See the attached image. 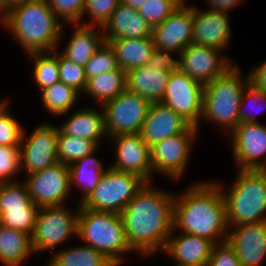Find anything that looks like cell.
Returning <instances> with one entry per match:
<instances>
[{
    "label": "cell",
    "instance_id": "obj_35",
    "mask_svg": "<svg viewBox=\"0 0 266 266\" xmlns=\"http://www.w3.org/2000/svg\"><path fill=\"white\" fill-rule=\"evenodd\" d=\"M9 98L0 99V145L19 147L24 127L10 112Z\"/></svg>",
    "mask_w": 266,
    "mask_h": 266
},
{
    "label": "cell",
    "instance_id": "obj_36",
    "mask_svg": "<svg viewBox=\"0 0 266 266\" xmlns=\"http://www.w3.org/2000/svg\"><path fill=\"white\" fill-rule=\"evenodd\" d=\"M265 110L266 92H262L248 83L239 108V123L260 122L257 115Z\"/></svg>",
    "mask_w": 266,
    "mask_h": 266
},
{
    "label": "cell",
    "instance_id": "obj_41",
    "mask_svg": "<svg viewBox=\"0 0 266 266\" xmlns=\"http://www.w3.org/2000/svg\"><path fill=\"white\" fill-rule=\"evenodd\" d=\"M177 8L178 6L172 0H146L138 11L153 28L168 18Z\"/></svg>",
    "mask_w": 266,
    "mask_h": 266
},
{
    "label": "cell",
    "instance_id": "obj_43",
    "mask_svg": "<svg viewBox=\"0 0 266 266\" xmlns=\"http://www.w3.org/2000/svg\"><path fill=\"white\" fill-rule=\"evenodd\" d=\"M63 24L80 23L84 14L85 0H46Z\"/></svg>",
    "mask_w": 266,
    "mask_h": 266
},
{
    "label": "cell",
    "instance_id": "obj_3",
    "mask_svg": "<svg viewBox=\"0 0 266 266\" xmlns=\"http://www.w3.org/2000/svg\"><path fill=\"white\" fill-rule=\"evenodd\" d=\"M0 25L11 33L25 55L59 48L67 26L46 0H28L12 7L0 18Z\"/></svg>",
    "mask_w": 266,
    "mask_h": 266
},
{
    "label": "cell",
    "instance_id": "obj_12",
    "mask_svg": "<svg viewBox=\"0 0 266 266\" xmlns=\"http://www.w3.org/2000/svg\"><path fill=\"white\" fill-rule=\"evenodd\" d=\"M31 200L39 208L68 204L70 189V171L66 164H56L23 178ZM67 201V202H66Z\"/></svg>",
    "mask_w": 266,
    "mask_h": 266
},
{
    "label": "cell",
    "instance_id": "obj_2",
    "mask_svg": "<svg viewBox=\"0 0 266 266\" xmlns=\"http://www.w3.org/2000/svg\"><path fill=\"white\" fill-rule=\"evenodd\" d=\"M185 189L175 195L173 229L207 238L214 244L227 241L229 226L218 184L213 179L197 180Z\"/></svg>",
    "mask_w": 266,
    "mask_h": 266
},
{
    "label": "cell",
    "instance_id": "obj_17",
    "mask_svg": "<svg viewBox=\"0 0 266 266\" xmlns=\"http://www.w3.org/2000/svg\"><path fill=\"white\" fill-rule=\"evenodd\" d=\"M151 35L156 49L181 53L192 43L193 4L179 6L162 23L152 28Z\"/></svg>",
    "mask_w": 266,
    "mask_h": 266
},
{
    "label": "cell",
    "instance_id": "obj_11",
    "mask_svg": "<svg viewBox=\"0 0 266 266\" xmlns=\"http://www.w3.org/2000/svg\"><path fill=\"white\" fill-rule=\"evenodd\" d=\"M25 130L24 127L19 145L21 173L24 171L25 175L30 174L56 164L59 132L57 125L49 121L41 122L33 128L30 135Z\"/></svg>",
    "mask_w": 266,
    "mask_h": 266
},
{
    "label": "cell",
    "instance_id": "obj_18",
    "mask_svg": "<svg viewBox=\"0 0 266 266\" xmlns=\"http://www.w3.org/2000/svg\"><path fill=\"white\" fill-rule=\"evenodd\" d=\"M231 16L198 8L193 4L192 43L217 48L224 53L232 43Z\"/></svg>",
    "mask_w": 266,
    "mask_h": 266
},
{
    "label": "cell",
    "instance_id": "obj_7",
    "mask_svg": "<svg viewBox=\"0 0 266 266\" xmlns=\"http://www.w3.org/2000/svg\"><path fill=\"white\" fill-rule=\"evenodd\" d=\"M69 204L40 207L31 235L34 253L50 252L52 255L62 245L77 238L80 204L70 208ZM58 248V249H57Z\"/></svg>",
    "mask_w": 266,
    "mask_h": 266
},
{
    "label": "cell",
    "instance_id": "obj_46",
    "mask_svg": "<svg viewBox=\"0 0 266 266\" xmlns=\"http://www.w3.org/2000/svg\"><path fill=\"white\" fill-rule=\"evenodd\" d=\"M247 74L251 85L262 92H266V59L262 63H258V66L250 67Z\"/></svg>",
    "mask_w": 266,
    "mask_h": 266
},
{
    "label": "cell",
    "instance_id": "obj_32",
    "mask_svg": "<svg viewBox=\"0 0 266 266\" xmlns=\"http://www.w3.org/2000/svg\"><path fill=\"white\" fill-rule=\"evenodd\" d=\"M58 49L50 52H34L25 55L32 61V76L39 92L60 81L58 65Z\"/></svg>",
    "mask_w": 266,
    "mask_h": 266
},
{
    "label": "cell",
    "instance_id": "obj_8",
    "mask_svg": "<svg viewBox=\"0 0 266 266\" xmlns=\"http://www.w3.org/2000/svg\"><path fill=\"white\" fill-rule=\"evenodd\" d=\"M146 181L137 174L108 168L90 196L81 204L95 211L121 214Z\"/></svg>",
    "mask_w": 266,
    "mask_h": 266
},
{
    "label": "cell",
    "instance_id": "obj_23",
    "mask_svg": "<svg viewBox=\"0 0 266 266\" xmlns=\"http://www.w3.org/2000/svg\"><path fill=\"white\" fill-rule=\"evenodd\" d=\"M102 31L104 41L109 42L116 38H144L151 35L152 28L138 10L120 2Z\"/></svg>",
    "mask_w": 266,
    "mask_h": 266
},
{
    "label": "cell",
    "instance_id": "obj_51",
    "mask_svg": "<svg viewBox=\"0 0 266 266\" xmlns=\"http://www.w3.org/2000/svg\"><path fill=\"white\" fill-rule=\"evenodd\" d=\"M175 266H191V265H177V264H175Z\"/></svg>",
    "mask_w": 266,
    "mask_h": 266
},
{
    "label": "cell",
    "instance_id": "obj_48",
    "mask_svg": "<svg viewBox=\"0 0 266 266\" xmlns=\"http://www.w3.org/2000/svg\"><path fill=\"white\" fill-rule=\"evenodd\" d=\"M28 0H0V18L4 13H6L9 9L19 4L24 3Z\"/></svg>",
    "mask_w": 266,
    "mask_h": 266
},
{
    "label": "cell",
    "instance_id": "obj_1",
    "mask_svg": "<svg viewBox=\"0 0 266 266\" xmlns=\"http://www.w3.org/2000/svg\"><path fill=\"white\" fill-rule=\"evenodd\" d=\"M175 195L146 182L121 212L129 246L137 257L149 259L163 252L174 228Z\"/></svg>",
    "mask_w": 266,
    "mask_h": 266
},
{
    "label": "cell",
    "instance_id": "obj_33",
    "mask_svg": "<svg viewBox=\"0 0 266 266\" xmlns=\"http://www.w3.org/2000/svg\"><path fill=\"white\" fill-rule=\"evenodd\" d=\"M16 209H39L28 194L23 180L0 183V212Z\"/></svg>",
    "mask_w": 266,
    "mask_h": 266
},
{
    "label": "cell",
    "instance_id": "obj_15",
    "mask_svg": "<svg viewBox=\"0 0 266 266\" xmlns=\"http://www.w3.org/2000/svg\"><path fill=\"white\" fill-rule=\"evenodd\" d=\"M229 57L217 48L191 43L180 53V71L205 85L237 63Z\"/></svg>",
    "mask_w": 266,
    "mask_h": 266
},
{
    "label": "cell",
    "instance_id": "obj_24",
    "mask_svg": "<svg viewBox=\"0 0 266 266\" xmlns=\"http://www.w3.org/2000/svg\"><path fill=\"white\" fill-rule=\"evenodd\" d=\"M169 71L146 64L126 72L125 90L146 98L151 103L161 102L168 84Z\"/></svg>",
    "mask_w": 266,
    "mask_h": 266
},
{
    "label": "cell",
    "instance_id": "obj_28",
    "mask_svg": "<svg viewBox=\"0 0 266 266\" xmlns=\"http://www.w3.org/2000/svg\"><path fill=\"white\" fill-rule=\"evenodd\" d=\"M32 255L31 235L0 224V264L24 266Z\"/></svg>",
    "mask_w": 266,
    "mask_h": 266
},
{
    "label": "cell",
    "instance_id": "obj_38",
    "mask_svg": "<svg viewBox=\"0 0 266 266\" xmlns=\"http://www.w3.org/2000/svg\"><path fill=\"white\" fill-rule=\"evenodd\" d=\"M120 2L121 0H85L84 14L79 24L103 27Z\"/></svg>",
    "mask_w": 266,
    "mask_h": 266
},
{
    "label": "cell",
    "instance_id": "obj_25",
    "mask_svg": "<svg viewBox=\"0 0 266 266\" xmlns=\"http://www.w3.org/2000/svg\"><path fill=\"white\" fill-rule=\"evenodd\" d=\"M75 29L60 52L77 65L85 67L96 50L104 42L102 27L67 24Z\"/></svg>",
    "mask_w": 266,
    "mask_h": 266
},
{
    "label": "cell",
    "instance_id": "obj_9",
    "mask_svg": "<svg viewBox=\"0 0 266 266\" xmlns=\"http://www.w3.org/2000/svg\"><path fill=\"white\" fill-rule=\"evenodd\" d=\"M197 127L189 126L183 133L167 138L150 147L152 174L179 181L188 169L194 143L198 139Z\"/></svg>",
    "mask_w": 266,
    "mask_h": 266
},
{
    "label": "cell",
    "instance_id": "obj_26",
    "mask_svg": "<svg viewBox=\"0 0 266 266\" xmlns=\"http://www.w3.org/2000/svg\"><path fill=\"white\" fill-rule=\"evenodd\" d=\"M99 148L68 165L71 192L75 187L79 188V191L81 190L79 204H82L90 196L99 183L103 172L108 168L103 164V160L99 159L98 156L96 157Z\"/></svg>",
    "mask_w": 266,
    "mask_h": 266
},
{
    "label": "cell",
    "instance_id": "obj_14",
    "mask_svg": "<svg viewBox=\"0 0 266 266\" xmlns=\"http://www.w3.org/2000/svg\"><path fill=\"white\" fill-rule=\"evenodd\" d=\"M204 85L187 74L171 72L161 101L191 126L198 127L202 116Z\"/></svg>",
    "mask_w": 266,
    "mask_h": 266
},
{
    "label": "cell",
    "instance_id": "obj_39",
    "mask_svg": "<svg viewBox=\"0 0 266 266\" xmlns=\"http://www.w3.org/2000/svg\"><path fill=\"white\" fill-rule=\"evenodd\" d=\"M58 65L60 82L73 87L82 95L87 84L85 67L72 62L71 60L66 58L59 50Z\"/></svg>",
    "mask_w": 266,
    "mask_h": 266
},
{
    "label": "cell",
    "instance_id": "obj_40",
    "mask_svg": "<svg viewBox=\"0 0 266 266\" xmlns=\"http://www.w3.org/2000/svg\"><path fill=\"white\" fill-rule=\"evenodd\" d=\"M39 209H16L0 212V224L32 235Z\"/></svg>",
    "mask_w": 266,
    "mask_h": 266
},
{
    "label": "cell",
    "instance_id": "obj_29",
    "mask_svg": "<svg viewBox=\"0 0 266 266\" xmlns=\"http://www.w3.org/2000/svg\"><path fill=\"white\" fill-rule=\"evenodd\" d=\"M63 247L47 258L45 266H116L102 252L81 244Z\"/></svg>",
    "mask_w": 266,
    "mask_h": 266
},
{
    "label": "cell",
    "instance_id": "obj_42",
    "mask_svg": "<svg viewBox=\"0 0 266 266\" xmlns=\"http://www.w3.org/2000/svg\"><path fill=\"white\" fill-rule=\"evenodd\" d=\"M19 147L0 145V183L21 180ZM16 177V178H15Z\"/></svg>",
    "mask_w": 266,
    "mask_h": 266
},
{
    "label": "cell",
    "instance_id": "obj_4",
    "mask_svg": "<svg viewBox=\"0 0 266 266\" xmlns=\"http://www.w3.org/2000/svg\"><path fill=\"white\" fill-rule=\"evenodd\" d=\"M241 68L235 63L223 75L204 85L202 116L198 131L201 130L203 122H210L219 127L226 138L239 124V108L249 83L248 74L245 76Z\"/></svg>",
    "mask_w": 266,
    "mask_h": 266
},
{
    "label": "cell",
    "instance_id": "obj_20",
    "mask_svg": "<svg viewBox=\"0 0 266 266\" xmlns=\"http://www.w3.org/2000/svg\"><path fill=\"white\" fill-rule=\"evenodd\" d=\"M190 124L170 107L152 102L145 117L141 136L149 147L167 138L183 133Z\"/></svg>",
    "mask_w": 266,
    "mask_h": 266
},
{
    "label": "cell",
    "instance_id": "obj_34",
    "mask_svg": "<svg viewBox=\"0 0 266 266\" xmlns=\"http://www.w3.org/2000/svg\"><path fill=\"white\" fill-rule=\"evenodd\" d=\"M98 147L94 141L58 132L57 159L62 164L69 165L75 160L91 154Z\"/></svg>",
    "mask_w": 266,
    "mask_h": 266
},
{
    "label": "cell",
    "instance_id": "obj_49",
    "mask_svg": "<svg viewBox=\"0 0 266 266\" xmlns=\"http://www.w3.org/2000/svg\"><path fill=\"white\" fill-rule=\"evenodd\" d=\"M121 2L130 6L132 9L139 10L146 0H121Z\"/></svg>",
    "mask_w": 266,
    "mask_h": 266
},
{
    "label": "cell",
    "instance_id": "obj_27",
    "mask_svg": "<svg viewBox=\"0 0 266 266\" xmlns=\"http://www.w3.org/2000/svg\"><path fill=\"white\" fill-rule=\"evenodd\" d=\"M109 43L116 52L119 68L125 72L145 65L155 49L152 35L136 39L116 38Z\"/></svg>",
    "mask_w": 266,
    "mask_h": 266
},
{
    "label": "cell",
    "instance_id": "obj_13",
    "mask_svg": "<svg viewBox=\"0 0 266 266\" xmlns=\"http://www.w3.org/2000/svg\"><path fill=\"white\" fill-rule=\"evenodd\" d=\"M236 169L266 170V125L239 123L228 135ZM231 136V137H230Z\"/></svg>",
    "mask_w": 266,
    "mask_h": 266
},
{
    "label": "cell",
    "instance_id": "obj_10",
    "mask_svg": "<svg viewBox=\"0 0 266 266\" xmlns=\"http://www.w3.org/2000/svg\"><path fill=\"white\" fill-rule=\"evenodd\" d=\"M150 104L146 98L126 90L105 102L102 108L108 138L140 133Z\"/></svg>",
    "mask_w": 266,
    "mask_h": 266
},
{
    "label": "cell",
    "instance_id": "obj_22",
    "mask_svg": "<svg viewBox=\"0 0 266 266\" xmlns=\"http://www.w3.org/2000/svg\"><path fill=\"white\" fill-rule=\"evenodd\" d=\"M86 106V107H85ZM99 109L93 106L84 105L68 112L66 120L57 125L63 135L85 138L94 141L98 146L108 139L105 130L104 113L102 106ZM74 111V112H73ZM73 112V113H72Z\"/></svg>",
    "mask_w": 266,
    "mask_h": 266
},
{
    "label": "cell",
    "instance_id": "obj_21",
    "mask_svg": "<svg viewBox=\"0 0 266 266\" xmlns=\"http://www.w3.org/2000/svg\"><path fill=\"white\" fill-rule=\"evenodd\" d=\"M177 233L172 230L162 254L177 265L207 266L214 243L196 235Z\"/></svg>",
    "mask_w": 266,
    "mask_h": 266
},
{
    "label": "cell",
    "instance_id": "obj_45",
    "mask_svg": "<svg viewBox=\"0 0 266 266\" xmlns=\"http://www.w3.org/2000/svg\"><path fill=\"white\" fill-rule=\"evenodd\" d=\"M146 65L160 67V70L164 71L178 72L180 71V53L167 52L155 48Z\"/></svg>",
    "mask_w": 266,
    "mask_h": 266
},
{
    "label": "cell",
    "instance_id": "obj_50",
    "mask_svg": "<svg viewBox=\"0 0 266 266\" xmlns=\"http://www.w3.org/2000/svg\"><path fill=\"white\" fill-rule=\"evenodd\" d=\"M178 7L189 2V0H172Z\"/></svg>",
    "mask_w": 266,
    "mask_h": 266
},
{
    "label": "cell",
    "instance_id": "obj_19",
    "mask_svg": "<svg viewBox=\"0 0 266 266\" xmlns=\"http://www.w3.org/2000/svg\"><path fill=\"white\" fill-rule=\"evenodd\" d=\"M227 241L242 266H262L266 261V221L229 226Z\"/></svg>",
    "mask_w": 266,
    "mask_h": 266
},
{
    "label": "cell",
    "instance_id": "obj_6",
    "mask_svg": "<svg viewBox=\"0 0 266 266\" xmlns=\"http://www.w3.org/2000/svg\"><path fill=\"white\" fill-rule=\"evenodd\" d=\"M77 238L102 252L116 266L125 264L128 254H135L129 246L121 214L95 211L80 204Z\"/></svg>",
    "mask_w": 266,
    "mask_h": 266
},
{
    "label": "cell",
    "instance_id": "obj_31",
    "mask_svg": "<svg viewBox=\"0 0 266 266\" xmlns=\"http://www.w3.org/2000/svg\"><path fill=\"white\" fill-rule=\"evenodd\" d=\"M80 96L82 95L73 87L58 81L40 92V103L50 116L64 118L76 107Z\"/></svg>",
    "mask_w": 266,
    "mask_h": 266
},
{
    "label": "cell",
    "instance_id": "obj_5",
    "mask_svg": "<svg viewBox=\"0 0 266 266\" xmlns=\"http://www.w3.org/2000/svg\"><path fill=\"white\" fill-rule=\"evenodd\" d=\"M235 171L234 180L227 187L213 179L222 191L228 226L266 221V170Z\"/></svg>",
    "mask_w": 266,
    "mask_h": 266
},
{
    "label": "cell",
    "instance_id": "obj_16",
    "mask_svg": "<svg viewBox=\"0 0 266 266\" xmlns=\"http://www.w3.org/2000/svg\"><path fill=\"white\" fill-rule=\"evenodd\" d=\"M115 159L108 166L114 170L137 174L146 182H153L150 147L138 134H119L108 138Z\"/></svg>",
    "mask_w": 266,
    "mask_h": 266
},
{
    "label": "cell",
    "instance_id": "obj_37",
    "mask_svg": "<svg viewBox=\"0 0 266 266\" xmlns=\"http://www.w3.org/2000/svg\"><path fill=\"white\" fill-rule=\"evenodd\" d=\"M116 52L109 42L104 41L85 65L87 80L91 77L118 69Z\"/></svg>",
    "mask_w": 266,
    "mask_h": 266
},
{
    "label": "cell",
    "instance_id": "obj_47",
    "mask_svg": "<svg viewBox=\"0 0 266 266\" xmlns=\"http://www.w3.org/2000/svg\"><path fill=\"white\" fill-rule=\"evenodd\" d=\"M206 1V7H204L206 10H211L214 12H221L231 15V11L236 9L237 6H240V4L244 0H205ZM208 2V3H207Z\"/></svg>",
    "mask_w": 266,
    "mask_h": 266
},
{
    "label": "cell",
    "instance_id": "obj_30",
    "mask_svg": "<svg viewBox=\"0 0 266 266\" xmlns=\"http://www.w3.org/2000/svg\"><path fill=\"white\" fill-rule=\"evenodd\" d=\"M125 83L126 72L118 68L89 78L83 95L102 106L125 91Z\"/></svg>",
    "mask_w": 266,
    "mask_h": 266
},
{
    "label": "cell",
    "instance_id": "obj_44",
    "mask_svg": "<svg viewBox=\"0 0 266 266\" xmlns=\"http://www.w3.org/2000/svg\"><path fill=\"white\" fill-rule=\"evenodd\" d=\"M207 266H242L234 248L224 241L214 244Z\"/></svg>",
    "mask_w": 266,
    "mask_h": 266
}]
</instances>
